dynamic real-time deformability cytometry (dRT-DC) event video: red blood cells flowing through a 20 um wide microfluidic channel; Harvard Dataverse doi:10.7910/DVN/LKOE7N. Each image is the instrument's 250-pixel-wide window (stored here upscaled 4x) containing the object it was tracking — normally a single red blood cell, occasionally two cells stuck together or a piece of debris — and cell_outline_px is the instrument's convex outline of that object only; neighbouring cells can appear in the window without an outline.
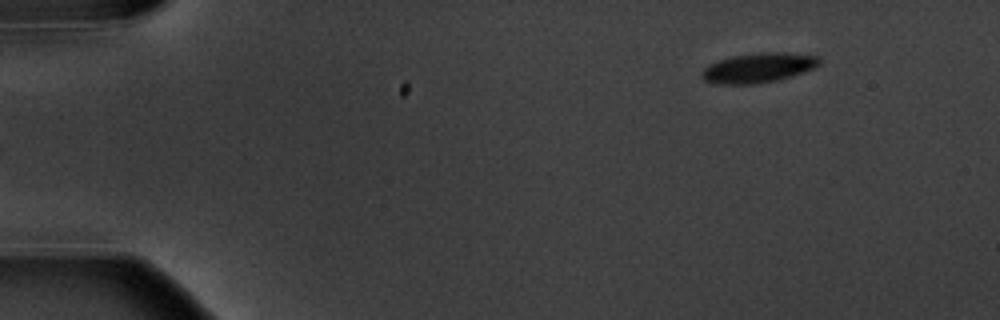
{"species": "common noctule bat (a hibernating species)", "species_latin": "Nyctalus noctula", "temperature_condition": "warm", "stored_images_in_passage": 6, "segment_of_instrument_passage": [2, 2], "camera_frame_rate_fps": 3000, "um_per_image_px": 0.085, "animal": {"sex": "male", "body_mass_g": 20.1, "forearm_length_mm": 53.5}, "frame": {"image": 1, "passage_image": 6, "time_ms": 6.0, "image_size_px": [1000, 320], "cell_outline_px": [[820, 64], [816, 68], [792, 76], [776, 80], [752, 84], [712, 84], [704, 80], [700, 76], [700, 72], [708, 64], [732, 56], [760, 52], [784, 52], [820, 56]], "centroid_in_image_um": [64.45, 5.76], "position_along_channel_um": 20.5, "area_um2": 20.58}}